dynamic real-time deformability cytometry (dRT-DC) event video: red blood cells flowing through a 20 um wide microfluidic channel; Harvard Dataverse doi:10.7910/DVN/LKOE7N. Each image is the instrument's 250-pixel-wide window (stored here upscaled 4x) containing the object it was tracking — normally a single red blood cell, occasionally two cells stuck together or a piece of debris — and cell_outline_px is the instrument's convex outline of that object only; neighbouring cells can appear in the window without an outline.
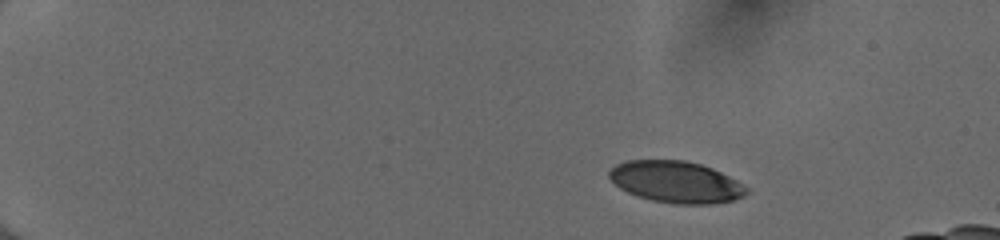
{"species": "human", "species_latin": "Homo sapiens", "temperature_condition": "cold", "stored_images_in_passage": 45, "camera_frame_rate_fps": 3000, "um_per_image_px": 0.085, "donor": {"sex": "female"}, "frame": {"image": 1, "passage_image": 1, "time_ms": 0.0, "image_size_px": [1000, 240], "cell_outline_px": [[748, 192], [744, 196], [732, 200], [712, 204], [672, 204], [652, 200], [628, 192], [620, 188], [608, 176], [608, 172], [616, 164], [628, 160], [684, 160], [700, 164], [712, 168], [736, 180], [748, 188]], "centroid_in_image_um": [57.46, 15.47], "position_along_channel_um": 27.5, "area_um2": 33.12}}
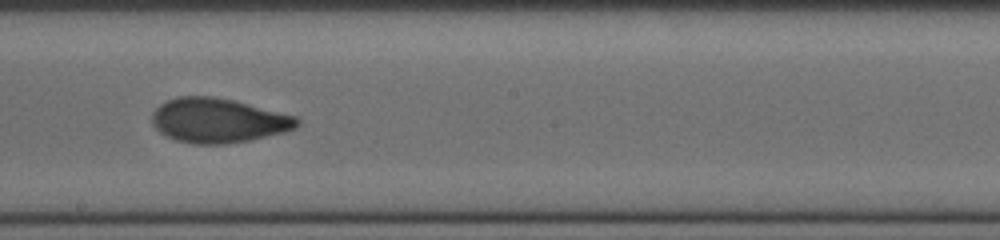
{"frame": {"image": 2, "passage_image": 25, "time_ms": 8.0, "image_size_px": [1000, 240], "cell_outline_px": [[300, 124], [296, 128], [284, 132], [248, 140], [224, 144], [192, 144], [176, 140], [160, 132], [152, 124], [152, 112], [160, 104], [168, 100], [180, 96], [212, 96], [232, 100], [296, 116], [300, 120]], "centroid_in_image_um": [18.54, 10.24], "position_along_channel_um": 229.7, "area_um2": 37.4}}
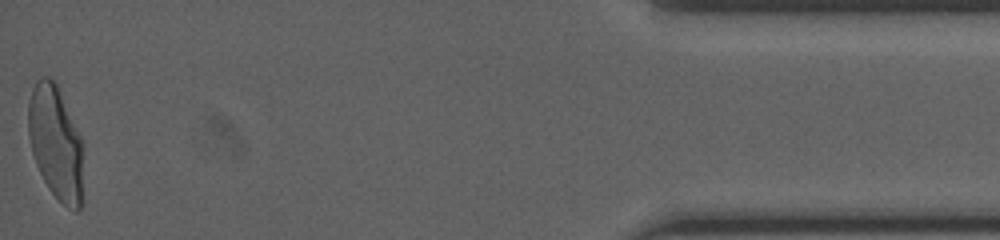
{"frame": {"image": 3, "passage_image": 45, "time_ms": 14.667, "image_size_px": [1000, 240], "cell_outline_px": [[84, 200], [80, 208], [76, 212], [68, 208], [48, 188], [36, 164], [32, 152], [28, 136], [28, 104], [32, 88], [36, 80], [40, 76], [48, 76], [56, 84], [80, 136]], "centroid_in_image_um": [4.73, 12.17], "position_along_channel_um": 430.5, "area_um2": 36.3}, "authors_computed_cell_mechanics": {"area_um2": 36.2984, "velocity_mm_per_s": 4.0444, "shape_relaxation_time_tau1_ms": 6.6341, "shape_relaxation_time_tau2_ms": 0.9802, "deformation_change_tau1": 0.2175, "deformation_change_tau2": 0.0671}}